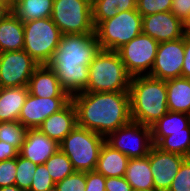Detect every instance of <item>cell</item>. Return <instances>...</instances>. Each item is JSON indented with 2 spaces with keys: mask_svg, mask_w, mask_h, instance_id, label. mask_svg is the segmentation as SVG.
<instances>
[{
  "mask_svg": "<svg viewBox=\"0 0 190 191\" xmlns=\"http://www.w3.org/2000/svg\"><path fill=\"white\" fill-rule=\"evenodd\" d=\"M24 0H8V6L13 10L16 6L22 3Z\"/></svg>",
  "mask_w": 190,
  "mask_h": 191,
  "instance_id": "7bdbcfd3",
  "label": "cell"
},
{
  "mask_svg": "<svg viewBox=\"0 0 190 191\" xmlns=\"http://www.w3.org/2000/svg\"><path fill=\"white\" fill-rule=\"evenodd\" d=\"M24 48L38 65H47L58 48L62 33L51 17L23 23Z\"/></svg>",
  "mask_w": 190,
  "mask_h": 191,
  "instance_id": "52a82bcc",
  "label": "cell"
},
{
  "mask_svg": "<svg viewBox=\"0 0 190 191\" xmlns=\"http://www.w3.org/2000/svg\"><path fill=\"white\" fill-rule=\"evenodd\" d=\"M70 101L71 98H41L29 93L18 121L27 129H36L45 119L63 109Z\"/></svg>",
  "mask_w": 190,
  "mask_h": 191,
  "instance_id": "5bb4252c",
  "label": "cell"
},
{
  "mask_svg": "<svg viewBox=\"0 0 190 191\" xmlns=\"http://www.w3.org/2000/svg\"><path fill=\"white\" fill-rule=\"evenodd\" d=\"M39 65L23 49L0 53V88L28 86Z\"/></svg>",
  "mask_w": 190,
  "mask_h": 191,
  "instance_id": "8fae6325",
  "label": "cell"
},
{
  "mask_svg": "<svg viewBox=\"0 0 190 191\" xmlns=\"http://www.w3.org/2000/svg\"><path fill=\"white\" fill-rule=\"evenodd\" d=\"M142 33L161 43L184 37L186 29L185 24L168 11L143 16Z\"/></svg>",
  "mask_w": 190,
  "mask_h": 191,
  "instance_id": "9a60e30c",
  "label": "cell"
},
{
  "mask_svg": "<svg viewBox=\"0 0 190 191\" xmlns=\"http://www.w3.org/2000/svg\"><path fill=\"white\" fill-rule=\"evenodd\" d=\"M19 155V150L11 144L0 141V161L14 159Z\"/></svg>",
  "mask_w": 190,
  "mask_h": 191,
  "instance_id": "ab89813d",
  "label": "cell"
},
{
  "mask_svg": "<svg viewBox=\"0 0 190 191\" xmlns=\"http://www.w3.org/2000/svg\"><path fill=\"white\" fill-rule=\"evenodd\" d=\"M184 53L181 77L190 79V33L184 35Z\"/></svg>",
  "mask_w": 190,
  "mask_h": 191,
  "instance_id": "f35d334b",
  "label": "cell"
},
{
  "mask_svg": "<svg viewBox=\"0 0 190 191\" xmlns=\"http://www.w3.org/2000/svg\"><path fill=\"white\" fill-rule=\"evenodd\" d=\"M148 156L154 189L168 191L182 163L187 158L179 154L163 151L154 144Z\"/></svg>",
  "mask_w": 190,
  "mask_h": 191,
  "instance_id": "4fadbf2b",
  "label": "cell"
},
{
  "mask_svg": "<svg viewBox=\"0 0 190 191\" xmlns=\"http://www.w3.org/2000/svg\"><path fill=\"white\" fill-rule=\"evenodd\" d=\"M106 191H133L131 185L123 177H105Z\"/></svg>",
  "mask_w": 190,
  "mask_h": 191,
  "instance_id": "74e56055",
  "label": "cell"
},
{
  "mask_svg": "<svg viewBox=\"0 0 190 191\" xmlns=\"http://www.w3.org/2000/svg\"><path fill=\"white\" fill-rule=\"evenodd\" d=\"M59 149V143L47 137L38 128L28 129L19 155L39 165L44 164Z\"/></svg>",
  "mask_w": 190,
  "mask_h": 191,
  "instance_id": "2e32d148",
  "label": "cell"
},
{
  "mask_svg": "<svg viewBox=\"0 0 190 191\" xmlns=\"http://www.w3.org/2000/svg\"><path fill=\"white\" fill-rule=\"evenodd\" d=\"M11 13H12V10L8 6V3L0 2V21L5 19Z\"/></svg>",
  "mask_w": 190,
  "mask_h": 191,
  "instance_id": "60d3db41",
  "label": "cell"
},
{
  "mask_svg": "<svg viewBox=\"0 0 190 191\" xmlns=\"http://www.w3.org/2000/svg\"><path fill=\"white\" fill-rule=\"evenodd\" d=\"M105 140L110 146L125 154L129 159L148 156L153 145L151 127L132 120L110 133Z\"/></svg>",
  "mask_w": 190,
  "mask_h": 191,
  "instance_id": "9c48e42d",
  "label": "cell"
},
{
  "mask_svg": "<svg viewBox=\"0 0 190 191\" xmlns=\"http://www.w3.org/2000/svg\"><path fill=\"white\" fill-rule=\"evenodd\" d=\"M131 75L117 51L101 50L89 64V79L83 92H129Z\"/></svg>",
  "mask_w": 190,
  "mask_h": 191,
  "instance_id": "277c9868",
  "label": "cell"
},
{
  "mask_svg": "<svg viewBox=\"0 0 190 191\" xmlns=\"http://www.w3.org/2000/svg\"><path fill=\"white\" fill-rule=\"evenodd\" d=\"M129 158L122 152L114 149L104 142L95 171L104 177H123L125 175Z\"/></svg>",
  "mask_w": 190,
  "mask_h": 191,
  "instance_id": "ffe728a7",
  "label": "cell"
},
{
  "mask_svg": "<svg viewBox=\"0 0 190 191\" xmlns=\"http://www.w3.org/2000/svg\"><path fill=\"white\" fill-rule=\"evenodd\" d=\"M29 191H54L55 183L45 164L37 165Z\"/></svg>",
  "mask_w": 190,
  "mask_h": 191,
  "instance_id": "1f68e13d",
  "label": "cell"
},
{
  "mask_svg": "<svg viewBox=\"0 0 190 191\" xmlns=\"http://www.w3.org/2000/svg\"><path fill=\"white\" fill-rule=\"evenodd\" d=\"M105 137L76 126L60 143V150L70 159L75 171H94Z\"/></svg>",
  "mask_w": 190,
  "mask_h": 191,
  "instance_id": "5b68a950",
  "label": "cell"
},
{
  "mask_svg": "<svg viewBox=\"0 0 190 191\" xmlns=\"http://www.w3.org/2000/svg\"><path fill=\"white\" fill-rule=\"evenodd\" d=\"M2 3H8V0H0Z\"/></svg>",
  "mask_w": 190,
  "mask_h": 191,
  "instance_id": "bcb514c9",
  "label": "cell"
},
{
  "mask_svg": "<svg viewBox=\"0 0 190 191\" xmlns=\"http://www.w3.org/2000/svg\"><path fill=\"white\" fill-rule=\"evenodd\" d=\"M163 151L190 158V132H177L164 137L157 145Z\"/></svg>",
  "mask_w": 190,
  "mask_h": 191,
  "instance_id": "4316f807",
  "label": "cell"
},
{
  "mask_svg": "<svg viewBox=\"0 0 190 191\" xmlns=\"http://www.w3.org/2000/svg\"><path fill=\"white\" fill-rule=\"evenodd\" d=\"M133 191H158V190H157V189L152 188V189H149V190H133Z\"/></svg>",
  "mask_w": 190,
  "mask_h": 191,
  "instance_id": "f6af8a7d",
  "label": "cell"
},
{
  "mask_svg": "<svg viewBox=\"0 0 190 191\" xmlns=\"http://www.w3.org/2000/svg\"><path fill=\"white\" fill-rule=\"evenodd\" d=\"M76 126V108L70 101L63 109L45 119L38 129L50 139L60 143Z\"/></svg>",
  "mask_w": 190,
  "mask_h": 191,
  "instance_id": "ac0fdd59",
  "label": "cell"
},
{
  "mask_svg": "<svg viewBox=\"0 0 190 191\" xmlns=\"http://www.w3.org/2000/svg\"><path fill=\"white\" fill-rule=\"evenodd\" d=\"M24 48L23 22L12 12L0 21V53Z\"/></svg>",
  "mask_w": 190,
  "mask_h": 191,
  "instance_id": "44dd1931",
  "label": "cell"
},
{
  "mask_svg": "<svg viewBox=\"0 0 190 191\" xmlns=\"http://www.w3.org/2000/svg\"><path fill=\"white\" fill-rule=\"evenodd\" d=\"M170 12L185 24L190 17V0H172Z\"/></svg>",
  "mask_w": 190,
  "mask_h": 191,
  "instance_id": "8d00e7d4",
  "label": "cell"
},
{
  "mask_svg": "<svg viewBox=\"0 0 190 191\" xmlns=\"http://www.w3.org/2000/svg\"><path fill=\"white\" fill-rule=\"evenodd\" d=\"M16 158L0 161V188L15 185Z\"/></svg>",
  "mask_w": 190,
  "mask_h": 191,
  "instance_id": "e575fe53",
  "label": "cell"
},
{
  "mask_svg": "<svg viewBox=\"0 0 190 191\" xmlns=\"http://www.w3.org/2000/svg\"><path fill=\"white\" fill-rule=\"evenodd\" d=\"M172 0H137L136 10L143 17L150 14L168 12L171 10Z\"/></svg>",
  "mask_w": 190,
  "mask_h": 191,
  "instance_id": "d6a6232c",
  "label": "cell"
},
{
  "mask_svg": "<svg viewBox=\"0 0 190 191\" xmlns=\"http://www.w3.org/2000/svg\"><path fill=\"white\" fill-rule=\"evenodd\" d=\"M86 172L74 171L55 184L54 191H85Z\"/></svg>",
  "mask_w": 190,
  "mask_h": 191,
  "instance_id": "4dcf8cb0",
  "label": "cell"
},
{
  "mask_svg": "<svg viewBox=\"0 0 190 191\" xmlns=\"http://www.w3.org/2000/svg\"><path fill=\"white\" fill-rule=\"evenodd\" d=\"M177 132H190V115L168 111L152 127V143L157 145L164 137Z\"/></svg>",
  "mask_w": 190,
  "mask_h": 191,
  "instance_id": "7402d4cb",
  "label": "cell"
},
{
  "mask_svg": "<svg viewBox=\"0 0 190 191\" xmlns=\"http://www.w3.org/2000/svg\"><path fill=\"white\" fill-rule=\"evenodd\" d=\"M137 0H92V20L100 22L115 17L119 12L136 10Z\"/></svg>",
  "mask_w": 190,
  "mask_h": 191,
  "instance_id": "d4e9b609",
  "label": "cell"
},
{
  "mask_svg": "<svg viewBox=\"0 0 190 191\" xmlns=\"http://www.w3.org/2000/svg\"><path fill=\"white\" fill-rule=\"evenodd\" d=\"M100 51L95 32L62 35L58 48L47 64L70 96L82 93L88 84L89 64Z\"/></svg>",
  "mask_w": 190,
  "mask_h": 191,
  "instance_id": "6da1fadb",
  "label": "cell"
},
{
  "mask_svg": "<svg viewBox=\"0 0 190 191\" xmlns=\"http://www.w3.org/2000/svg\"><path fill=\"white\" fill-rule=\"evenodd\" d=\"M51 19L62 35L95 32L92 0H54Z\"/></svg>",
  "mask_w": 190,
  "mask_h": 191,
  "instance_id": "ba28073f",
  "label": "cell"
},
{
  "mask_svg": "<svg viewBox=\"0 0 190 191\" xmlns=\"http://www.w3.org/2000/svg\"><path fill=\"white\" fill-rule=\"evenodd\" d=\"M184 54V37L159 43L154 65L147 75L164 81L180 78Z\"/></svg>",
  "mask_w": 190,
  "mask_h": 191,
  "instance_id": "7c38bea8",
  "label": "cell"
},
{
  "mask_svg": "<svg viewBox=\"0 0 190 191\" xmlns=\"http://www.w3.org/2000/svg\"><path fill=\"white\" fill-rule=\"evenodd\" d=\"M166 86L168 111L190 115V79H170Z\"/></svg>",
  "mask_w": 190,
  "mask_h": 191,
  "instance_id": "603a6c76",
  "label": "cell"
},
{
  "mask_svg": "<svg viewBox=\"0 0 190 191\" xmlns=\"http://www.w3.org/2000/svg\"><path fill=\"white\" fill-rule=\"evenodd\" d=\"M185 29H186V33H190V17L188 21L185 23Z\"/></svg>",
  "mask_w": 190,
  "mask_h": 191,
  "instance_id": "ee69618b",
  "label": "cell"
},
{
  "mask_svg": "<svg viewBox=\"0 0 190 191\" xmlns=\"http://www.w3.org/2000/svg\"><path fill=\"white\" fill-rule=\"evenodd\" d=\"M85 191H106L105 177L95 170L87 171Z\"/></svg>",
  "mask_w": 190,
  "mask_h": 191,
  "instance_id": "d590c367",
  "label": "cell"
},
{
  "mask_svg": "<svg viewBox=\"0 0 190 191\" xmlns=\"http://www.w3.org/2000/svg\"><path fill=\"white\" fill-rule=\"evenodd\" d=\"M158 45L159 43L149 35L141 33L117 52L131 76L147 75L154 65Z\"/></svg>",
  "mask_w": 190,
  "mask_h": 191,
  "instance_id": "30bf717a",
  "label": "cell"
},
{
  "mask_svg": "<svg viewBox=\"0 0 190 191\" xmlns=\"http://www.w3.org/2000/svg\"><path fill=\"white\" fill-rule=\"evenodd\" d=\"M36 168L37 164L18 155L16 157L15 185L22 190L29 191Z\"/></svg>",
  "mask_w": 190,
  "mask_h": 191,
  "instance_id": "f546056e",
  "label": "cell"
},
{
  "mask_svg": "<svg viewBox=\"0 0 190 191\" xmlns=\"http://www.w3.org/2000/svg\"><path fill=\"white\" fill-rule=\"evenodd\" d=\"M0 191H25V190L20 189L16 185H12V186L1 187Z\"/></svg>",
  "mask_w": 190,
  "mask_h": 191,
  "instance_id": "b9f144b4",
  "label": "cell"
},
{
  "mask_svg": "<svg viewBox=\"0 0 190 191\" xmlns=\"http://www.w3.org/2000/svg\"><path fill=\"white\" fill-rule=\"evenodd\" d=\"M53 1L54 0H24L16 6L12 12L23 23L49 18L52 15Z\"/></svg>",
  "mask_w": 190,
  "mask_h": 191,
  "instance_id": "484cf974",
  "label": "cell"
},
{
  "mask_svg": "<svg viewBox=\"0 0 190 191\" xmlns=\"http://www.w3.org/2000/svg\"><path fill=\"white\" fill-rule=\"evenodd\" d=\"M131 120L152 127L168 112L166 81L132 76L129 86Z\"/></svg>",
  "mask_w": 190,
  "mask_h": 191,
  "instance_id": "3957f363",
  "label": "cell"
},
{
  "mask_svg": "<svg viewBox=\"0 0 190 191\" xmlns=\"http://www.w3.org/2000/svg\"><path fill=\"white\" fill-rule=\"evenodd\" d=\"M168 191H190V158L182 163Z\"/></svg>",
  "mask_w": 190,
  "mask_h": 191,
  "instance_id": "836d02e7",
  "label": "cell"
},
{
  "mask_svg": "<svg viewBox=\"0 0 190 191\" xmlns=\"http://www.w3.org/2000/svg\"><path fill=\"white\" fill-rule=\"evenodd\" d=\"M142 33V16L137 10L119 12L115 17L100 22L95 27L101 50L117 51Z\"/></svg>",
  "mask_w": 190,
  "mask_h": 191,
  "instance_id": "8992f818",
  "label": "cell"
},
{
  "mask_svg": "<svg viewBox=\"0 0 190 191\" xmlns=\"http://www.w3.org/2000/svg\"><path fill=\"white\" fill-rule=\"evenodd\" d=\"M44 164L55 184L62 181L65 177L69 176L75 171L70 159L60 149L54 153Z\"/></svg>",
  "mask_w": 190,
  "mask_h": 191,
  "instance_id": "83f0119b",
  "label": "cell"
},
{
  "mask_svg": "<svg viewBox=\"0 0 190 191\" xmlns=\"http://www.w3.org/2000/svg\"><path fill=\"white\" fill-rule=\"evenodd\" d=\"M27 130L19 121L0 122V141L11 144L20 150L26 138Z\"/></svg>",
  "mask_w": 190,
  "mask_h": 191,
  "instance_id": "f1b7e54d",
  "label": "cell"
},
{
  "mask_svg": "<svg viewBox=\"0 0 190 191\" xmlns=\"http://www.w3.org/2000/svg\"><path fill=\"white\" fill-rule=\"evenodd\" d=\"M29 93L41 98H71L60 85L57 75L48 65H39L28 83Z\"/></svg>",
  "mask_w": 190,
  "mask_h": 191,
  "instance_id": "e0dca14e",
  "label": "cell"
},
{
  "mask_svg": "<svg viewBox=\"0 0 190 191\" xmlns=\"http://www.w3.org/2000/svg\"><path fill=\"white\" fill-rule=\"evenodd\" d=\"M77 126L107 137L131 121L129 92H82L71 97Z\"/></svg>",
  "mask_w": 190,
  "mask_h": 191,
  "instance_id": "7a4b0ae2",
  "label": "cell"
},
{
  "mask_svg": "<svg viewBox=\"0 0 190 191\" xmlns=\"http://www.w3.org/2000/svg\"><path fill=\"white\" fill-rule=\"evenodd\" d=\"M124 178L133 190L154 188L149 156L129 159Z\"/></svg>",
  "mask_w": 190,
  "mask_h": 191,
  "instance_id": "cb8c5ba5",
  "label": "cell"
},
{
  "mask_svg": "<svg viewBox=\"0 0 190 191\" xmlns=\"http://www.w3.org/2000/svg\"><path fill=\"white\" fill-rule=\"evenodd\" d=\"M28 87L0 88V122L18 121Z\"/></svg>",
  "mask_w": 190,
  "mask_h": 191,
  "instance_id": "d6986e66",
  "label": "cell"
}]
</instances>
